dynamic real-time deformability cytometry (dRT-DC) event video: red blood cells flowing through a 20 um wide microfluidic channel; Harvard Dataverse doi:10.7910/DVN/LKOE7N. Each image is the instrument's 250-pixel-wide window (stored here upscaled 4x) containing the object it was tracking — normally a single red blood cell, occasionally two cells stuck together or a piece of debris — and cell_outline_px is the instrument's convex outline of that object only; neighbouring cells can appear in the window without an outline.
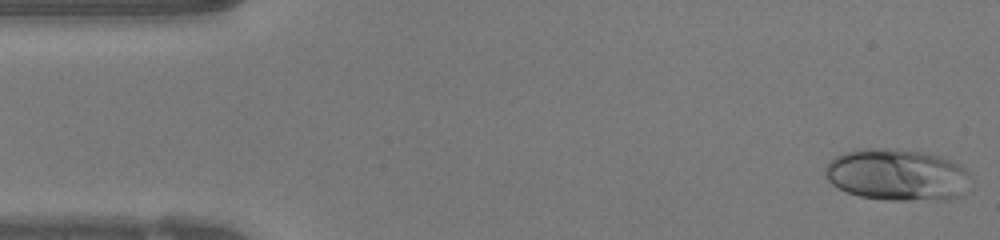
{"species": "human", "species_latin": "Homo sapiens", "temperature_condition": "warm", "stored_images_in_passage": 46, "camera_frame_rate_fps": 3000, "um_per_image_px": 0.085, "donor": {"sex": "female"}, "frame": {"image": 1, "passage_image": 1, "time_ms": 0.0, "image_size_px": [1000, 240], "cell_outline_px": [[968, 172], [960, 196], [948, 200], [884, 200], [860, 196], [848, 192], [832, 184], [824, 176], [824, 168], [836, 156], [844, 152], [856, 148], [896, 148], [920, 152], [936, 156], [948, 160], [964, 168]], "centroid_in_image_um": [76.16, 14.86], "position_along_channel_um": 8.8, "area_um2": 43.47}}
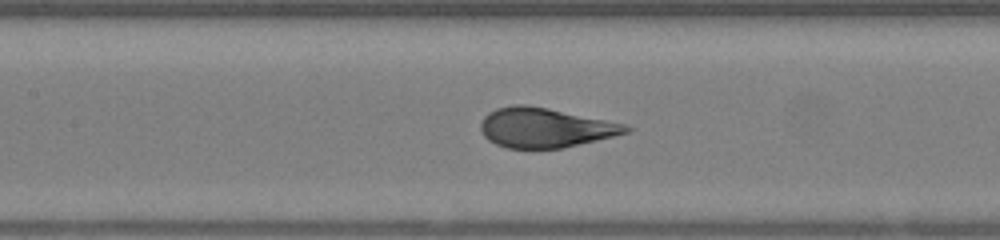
{"frame": {"image": 2, "passage_image": 20, "time_ms": 6.333, "image_size_px": [1000, 240], "cell_outline_px": [[632, 132], [560, 148], [508, 148], [496, 144], [488, 140], [484, 136], [480, 128], [480, 124], [484, 116], [488, 112], [496, 108], [516, 104], [524, 104], [548, 108], [624, 124], [632, 128]], "centroid_in_image_um": [46.3, 10.85], "position_along_channel_um": 161.1, "area_um2": 33.29}}
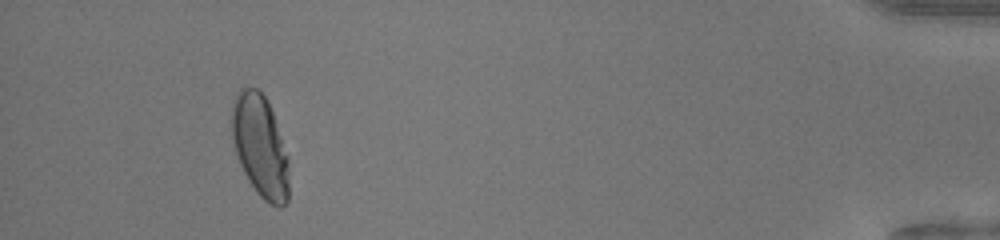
{"frame": {"image": 3, "passage_image": 43, "time_ms": 14.0, "image_size_px": [1000, 240], "cell_outline_px": [[288, 200], [280, 208], [264, 200], [256, 192], [248, 180], [240, 164], [232, 140], [232, 104], [236, 92], [240, 88], [256, 88], [264, 96], [272, 112], [288, 156]], "centroid_in_image_um": [22.1, 12.43], "position_along_channel_um": 413.1, "area_um2": 33.76}, "authors_computed_cell_mechanics": {"area_um2": 34.2176, "velocity_mm_per_s": 4.2513, "shape_relaxation_time_tau1_ms": 4.9184, "shape_relaxation_time_tau2_ms": null, "deformation_change_tau1": 0.2328, "deformation_change_tau2": null}}